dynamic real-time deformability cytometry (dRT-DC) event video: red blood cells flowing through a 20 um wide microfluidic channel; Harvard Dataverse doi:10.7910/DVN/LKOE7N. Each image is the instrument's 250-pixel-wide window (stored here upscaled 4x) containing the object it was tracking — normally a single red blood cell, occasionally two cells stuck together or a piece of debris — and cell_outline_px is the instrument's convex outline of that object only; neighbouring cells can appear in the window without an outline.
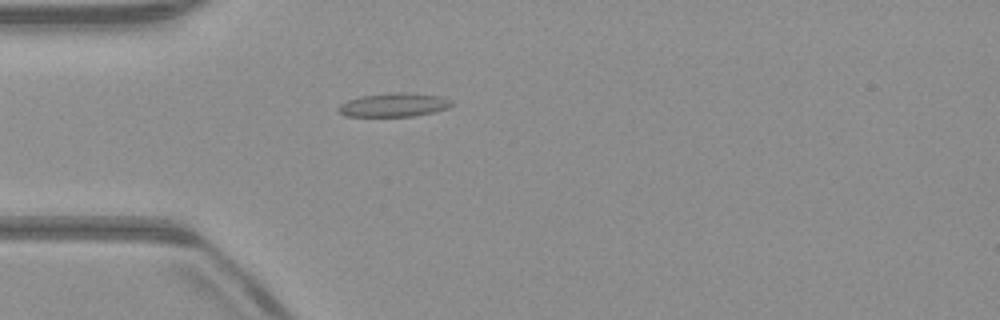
{"species": "common noctule bat (a hibernating species)", "species_latin": "Nyctalus noctula", "temperature_condition": "warm", "stored_images_in_passage": 32, "camera_frame_rate_fps": 3000, "um_per_image_px": 0.085, "animal": {"sex": "male", "body_mass_g": 23.1, "forearm_length_mm": 52.7}, "frame": {"image": 1, "passage_image": 1, "time_ms": 0.0, "image_size_px": [1000, 320], "cell_outline_px": [[452, 104], [448, 108], [432, 112], [412, 116], [344, 116], [336, 108], [340, 104], [348, 100], [360, 96], [392, 92], [408, 92], [440, 96], [452, 100]], "centroid_in_image_um": [33.46, 8.9], "position_along_channel_um": 51.5, "area_um2": 15.66}}
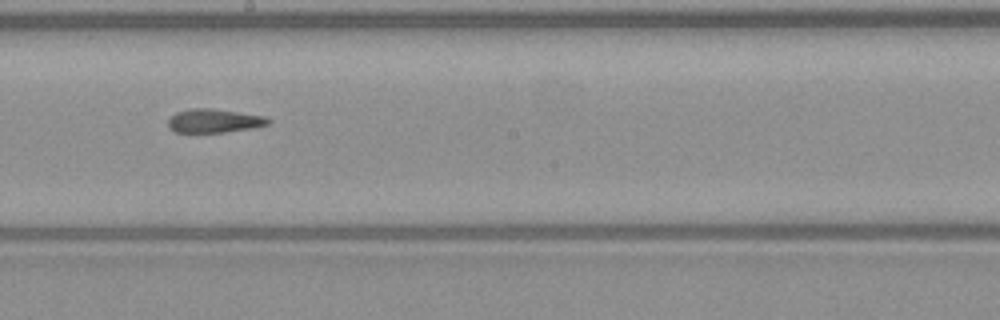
{"frame": {"image": 2, "passage_image": 15, "time_ms": 4.667, "image_size_px": [1000, 320], "cell_outline_px": [[272, 120], [268, 124], [252, 128], [224, 132], [176, 132], [168, 128], [168, 120], [176, 112], [188, 108], [212, 108], [268, 116]], "centroid_in_image_um": [18.22, 10.25], "position_along_channel_um": 230.0, "area_um2": 13.99}}
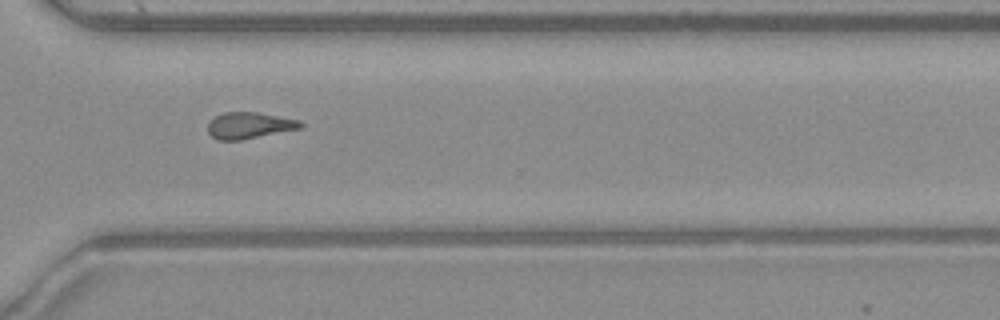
{"frame": {"image": 3, "passage_image": 24, "time_ms": 7.667, "image_size_px": [1000, 320], "cell_outline_px": [[304, 124], [300, 128], [240, 140], [216, 140], [208, 132], [208, 124], [216, 116], [224, 112], [260, 112], [300, 120]], "centroid_in_image_um": [21.19, 10.65], "position_along_channel_um": 349.4, "area_um2": 14.16}, "authors_computed_cell_mechanics": {"area_um2": 14.4789, "velocity_mm_per_s": 3.9808, "shape_relaxation_time_tau1_ms": 5.6281, "shape_relaxation_time_tau2_ms": 1.7144, "deformation_change_tau1": 0.1555, "deformation_change_tau2": 0.1126}}